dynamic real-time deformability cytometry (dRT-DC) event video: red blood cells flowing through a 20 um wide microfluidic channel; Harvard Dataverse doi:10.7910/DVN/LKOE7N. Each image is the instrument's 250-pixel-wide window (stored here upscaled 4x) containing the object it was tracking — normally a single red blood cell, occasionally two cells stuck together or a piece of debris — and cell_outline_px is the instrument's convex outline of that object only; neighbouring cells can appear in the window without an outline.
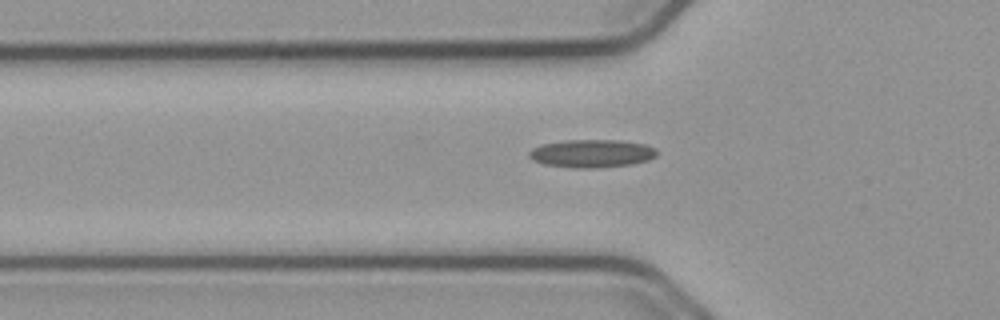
{"species": "common noctule bat (a hibernating species)", "species_latin": "Nyctalus noctula", "temperature_condition": "cold", "stored_images_in_passage": 36, "camera_frame_rate_fps": 3000, "um_per_image_px": 0.085, "animal": {"sex": "male", "body_mass_g": 23.1, "forearm_length_mm": 52.7}, "frame": {"image": 1, "passage_image": 7, "time_ms": 2.0, "image_size_px": [1000, 320], "cell_outline_px": [[656, 156], [648, 160], [632, 164], [596, 168], [572, 168], [544, 164], [532, 160], [528, 156], [528, 152], [532, 148], [540, 144], [568, 140], [620, 140], [644, 144], [656, 148]], "centroid_in_image_um": [50.27, 13.04], "position_along_channel_um": 75.5, "area_um2": 20.98}}
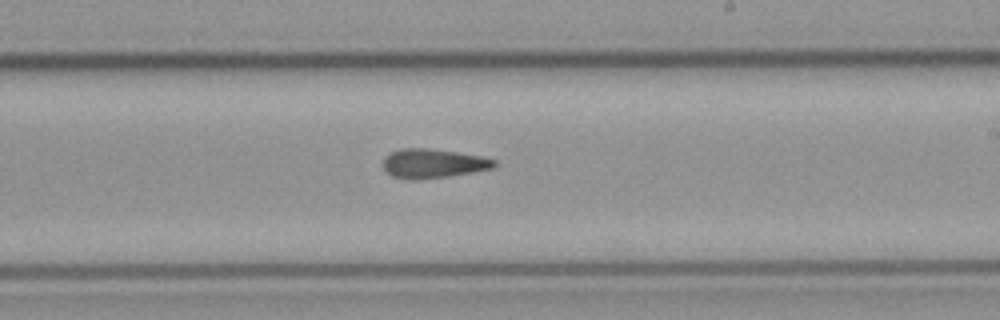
{"frame": {"image": 2, "passage_image": 21, "time_ms": 6.667, "image_size_px": [1000, 320], "cell_outline_px": [[496, 164], [492, 168], [472, 172], [448, 176], [416, 180], [408, 180], [392, 176], [384, 168], [384, 160], [392, 152], [400, 148], [428, 148], [484, 156], [496, 160]], "centroid_in_image_um": [36.83, 13.89], "position_along_channel_um": 252.2, "area_um2": 18.79}}
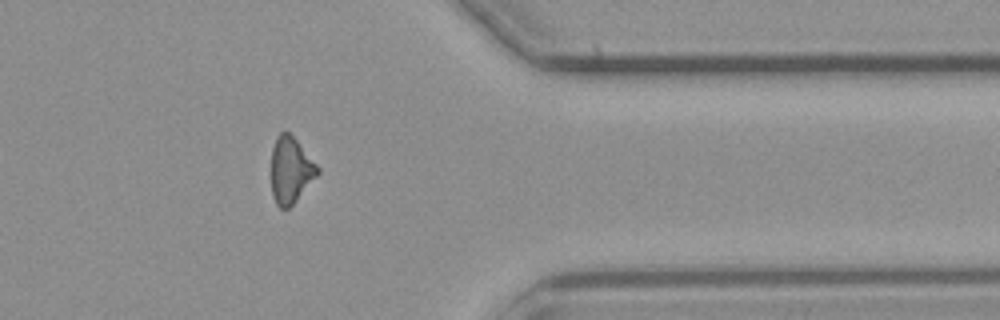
{"frame": {"image": 3, "passage_image": 33, "time_ms": 10.667, "image_size_px": [1000, 320], "cell_outline_px": [[320, 172], [292, 204], [288, 208], [280, 208], [276, 204], [272, 196], [272, 148], [276, 136], [280, 132], [288, 132], [296, 140], [320, 168]], "centroid_in_image_um": [24.69, 14.45], "position_along_channel_um": 386.7, "area_um2": 17.57}}